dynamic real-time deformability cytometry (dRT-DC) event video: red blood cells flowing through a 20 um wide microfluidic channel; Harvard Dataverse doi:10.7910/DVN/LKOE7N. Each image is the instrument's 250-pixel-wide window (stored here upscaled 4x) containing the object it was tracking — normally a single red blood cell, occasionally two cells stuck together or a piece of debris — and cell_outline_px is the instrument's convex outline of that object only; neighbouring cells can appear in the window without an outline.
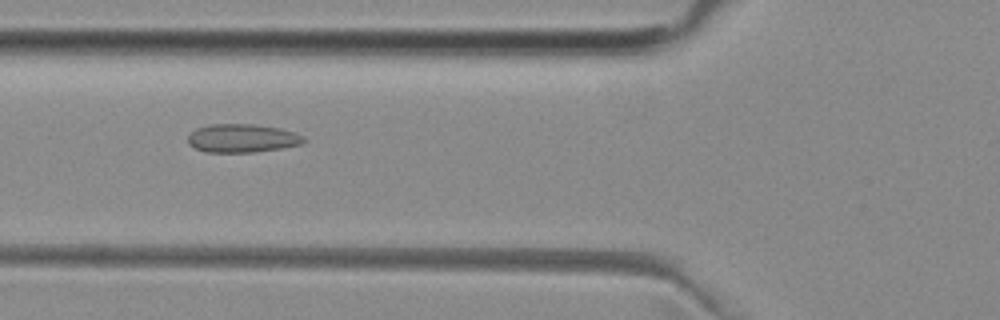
{"species": "common noctule bat (a hibernating species)", "species_latin": "Nyctalus noctula", "temperature_condition": "room temperature", "stored_images_in_passage": 47, "camera_frame_rate_fps": 3000, "um_per_image_px": 0.085, "animal": {"sex": "female", "body_mass_g": 29.2, "forearm_length_mm": 56.3}, "frame": {"image": 1, "passage_image": 19, "time_ms": 6.0, "image_size_px": [1000, 320], "cell_outline_px": [[308, 140], [304, 144], [256, 152], [204, 152], [188, 144], [188, 136], [196, 128], [212, 124], [252, 124], [280, 128], [296, 132], [304, 136]], "centroid_in_image_um": [20.64, 11.75], "position_along_channel_um": 105.2, "area_um2": 19.36}}
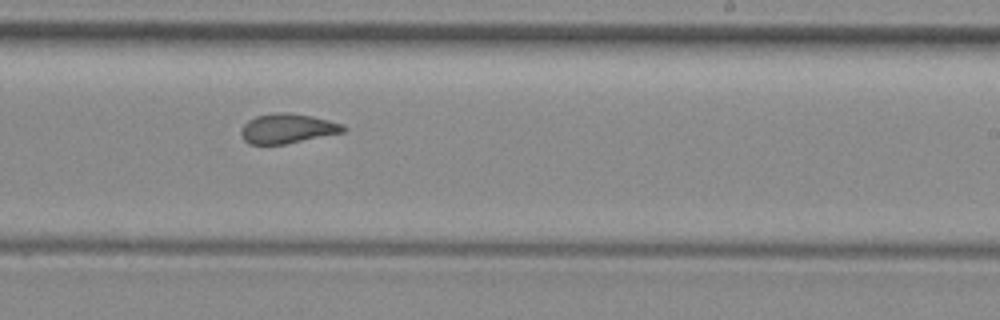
{"frame": {"image": 2, "passage_image": 31, "time_ms": 10.0, "image_size_px": [1000, 320], "cell_outline_px": [[348, 128], [344, 132], [284, 144], [248, 144], [240, 136], [240, 128], [248, 120], [256, 116], [280, 112], [292, 112], [312, 116], [344, 124]], "centroid_in_image_um": [24.42, 10.92], "position_along_channel_um": 264.6, "area_um2": 17.8}}
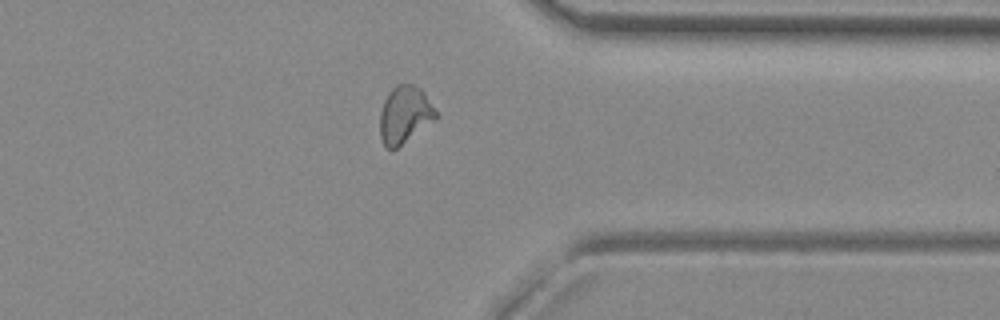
{"frame": {"image": 3, "passage_image": 40, "time_ms": 13.0, "image_size_px": [1000, 320], "cell_outline_px": [[440, 116], [436, 120], [392, 152], [384, 144], [380, 136], [380, 112], [384, 100], [388, 92], [396, 84], [412, 84], [420, 88], [424, 92]], "centroid_in_image_um": [34.42, 9.77], "position_along_channel_um": 377.0, "area_um2": 19.02}, "authors_computed_cell_mechanics": {"area_um2": 18.785, "velocity_mm_per_s": 3.9929, "shape_relaxation_time_tau1_ms": null, "shape_relaxation_time_tau2_ms": 1.3818, "deformation_change_tau1": null, "deformation_change_tau2": 0.0628}}